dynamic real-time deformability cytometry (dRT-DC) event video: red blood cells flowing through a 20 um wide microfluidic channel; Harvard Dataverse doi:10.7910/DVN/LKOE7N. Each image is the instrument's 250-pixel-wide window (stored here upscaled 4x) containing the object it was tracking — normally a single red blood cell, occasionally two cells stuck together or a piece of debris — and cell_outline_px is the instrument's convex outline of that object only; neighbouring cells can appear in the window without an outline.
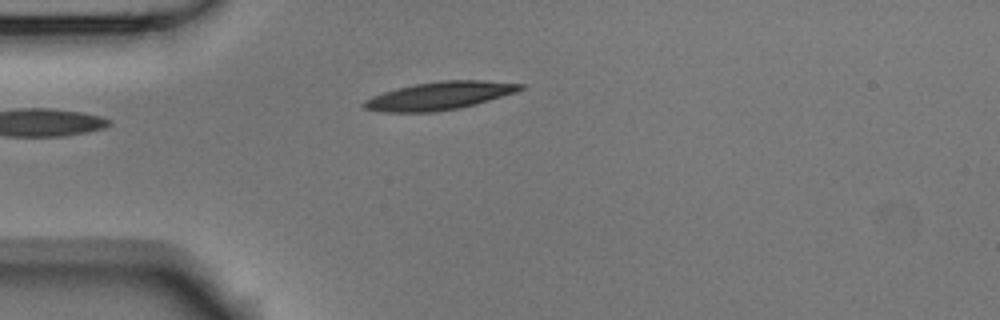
{"species": "Egyptian fruit bat (a non-hibernating species)", "species_latin": "Rousettus aegyptiacus", "temperature_condition": "room temperature", "stored_images_in_passage": 2, "camera_frame_rate_fps": 3000, "um_per_image_px": 0.085, "animal": {"sex": "male"}, "frame": {"image": 1, "passage_image": 1, "time_ms": 0.0, "image_size_px": [1000, 320], "cell_outline_px": [[524, 88], [516, 92], [460, 108], [432, 112], [384, 112], [364, 108], [360, 104], [364, 100], [372, 96], [396, 88], [416, 84], [440, 80], [484, 80], [524, 84]], "centroid_in_image_um": [37.33, 8.13], "position_along_channel_um": 47.7, "area_um2": 25.37}}